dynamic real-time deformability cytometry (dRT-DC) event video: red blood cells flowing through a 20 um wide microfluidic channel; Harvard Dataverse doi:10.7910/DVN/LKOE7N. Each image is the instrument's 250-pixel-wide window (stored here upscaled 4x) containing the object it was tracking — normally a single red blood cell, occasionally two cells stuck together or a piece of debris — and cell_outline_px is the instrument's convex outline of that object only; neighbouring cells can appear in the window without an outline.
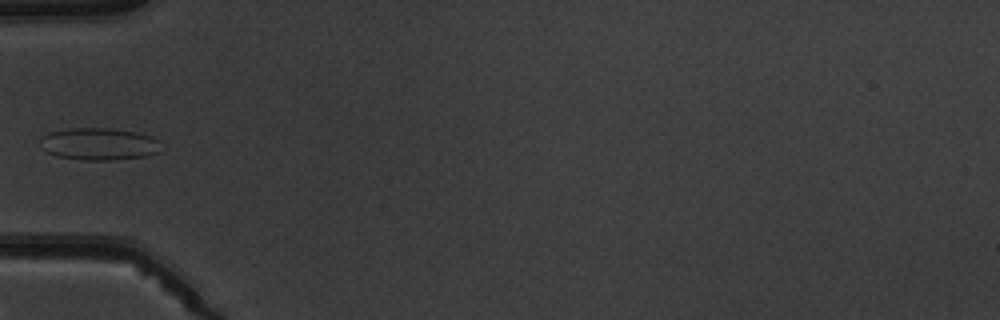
{"species": "common noctule bat (a hibernating species)", "species_latin": "Nyctalus noctula", "temperature_condition": "warm", "stored_images_in_passage": 5, "camera_frame_rate_fps": 3000, "um_per_image_px": 0.085, "animal": {"sex": "male", "body_mass_g": 19.5, "forearm_length_mm": 54.6}, "frame": {"image": 1, "passage_image": 4, "time_ms": 3.333, "image_size_px": [1000, 320], "cell_outline_px": [[160, 152], [144, 156], [112, 160], [84, 160], [56, 156], [40, 148], [40, 136], [48, 132], [68, 128], [108, 128], [136, 132], [152, 136], [160, 140]], "centroid_in_image_um": [8.39, 12.23], "position_along_channel_um": 76.6, "area_um2": 22.95}}
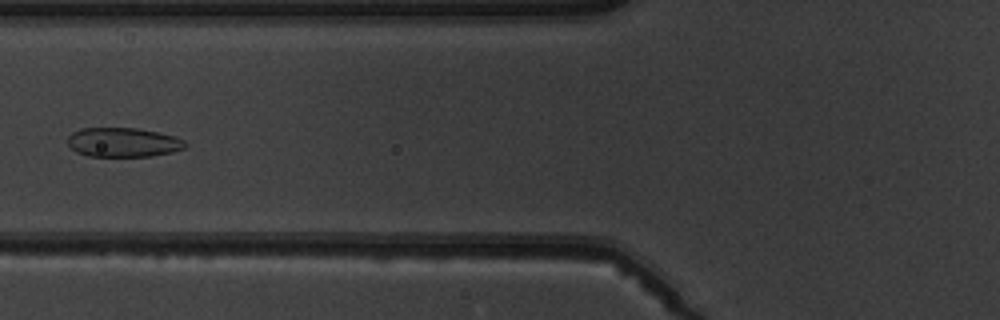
{"frame": {"image": 2, "passage_image": 5, "time_ms": 4.333, "image_size_px": [1000, 320], "cell_outline_px": [[188, 144], [184, 148], [172, 152], [152, 156], [88, 156], [76, 152], [68, 144], [68, 136], [72, 132], [80, 128], [136, 128], [176, 136], [184, 140]], "centroid_in_image_um": [10.47, 12.09], "position_along_channel_um": 115.3, "area_um2": 20.11}}